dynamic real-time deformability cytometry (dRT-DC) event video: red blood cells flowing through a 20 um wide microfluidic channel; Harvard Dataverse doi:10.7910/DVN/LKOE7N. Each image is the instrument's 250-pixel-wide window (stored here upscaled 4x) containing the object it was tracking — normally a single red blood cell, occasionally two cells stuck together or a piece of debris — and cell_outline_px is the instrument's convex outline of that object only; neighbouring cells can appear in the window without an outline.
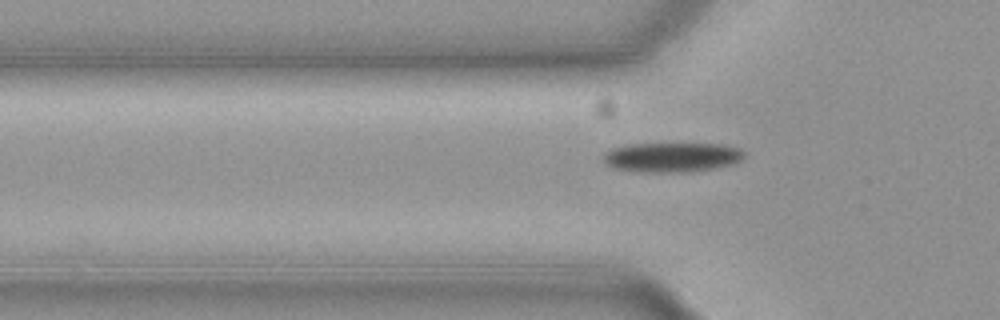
{"species": "common noctule bat (a hibernating species)", "species_latin": "Nyctalus noctula", "temperature_condition": "cold", "stored_images_in_passage": 42, "camera_frame_rate_fps": 3000, "um_per_image_px": 0.085, "animal": {"sex": "female", "body_mass_g": 19.3, "forearm_length_mm": 54.1}, "frame": {"image": 1, "passage_image": 6, "time_ms": 1.667, "image_size_px": [1000, 320], "cell_outline_px": [[744, 156], [740, 160], [732, 164], [712, 168], [680, 172], [640, 172], [616, 168], [608, 164], [604, 160], [604, 152], [612, 148], [628, 144], [724, 144], [740, 148], [744, 152]], "centroid_in_image_um": [57.11, 13.35], "position_along_channel_um": 68.7, "area_um2": 24.04}}
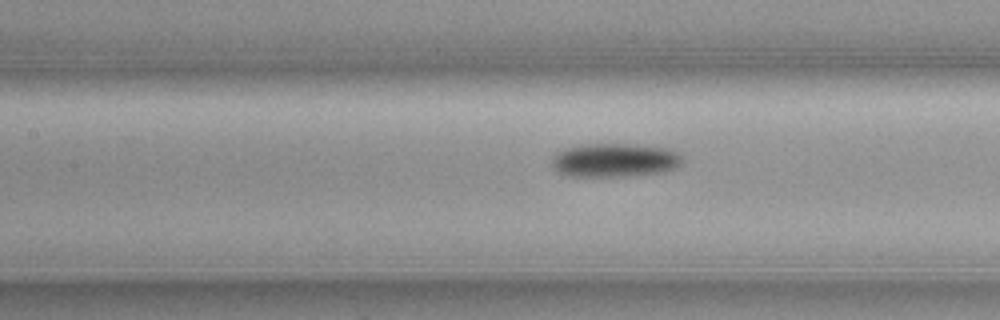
{"frame": {"image": 2, "passage_image": 13, "time_ms": 4.0, "image_size_px": [1000, 320], "cell_outline_px": [[684, 156], [680, 164], [672, 168], [660, 172], [624, 176], [568, 176], [552, 168], [552, 156], [556, 152], [564, 148], [580, 144], [640, 144], [672, 148]], "centroid_in_image_um": [52.24, 13.59], "position_along_channel_um": 155.2, "area_um2": 25.95}}
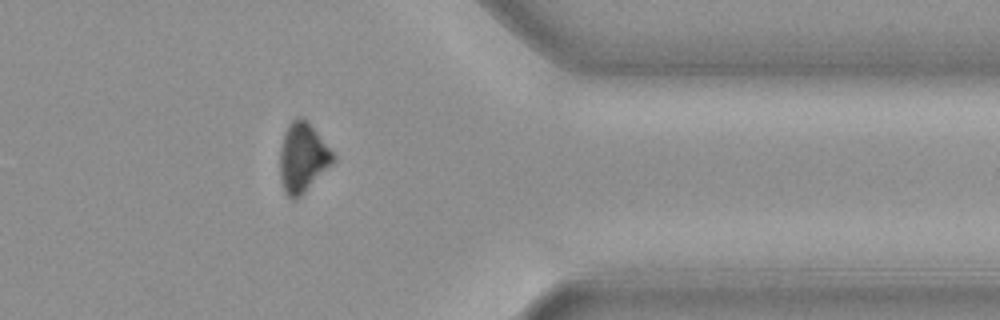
{"frame": {"image": 3, "passage_image": 33, "time_ms": 10.667, "image_size_px": [1000, 320], "cell_outline_px": [[336, 160], [296, 200], [292, 200], [284, 192], [280, 176], [280, 148], [284, 132], [288, 124], [296, 116], [300, 116], [308, 120], [336, 156]], "centroid_in_image_um": [25.72, 13.37], "position_along_channel_um": 385.7, "area_um2": 21.68}, "authors_computed_cell_mechanics": {"area_um2": 23.8425, "velocity_mm_per_s": 3.7092, "shape_relaxation_time_tau1_ms": 2.1308, "shape_relaxation_time_tau2_ms": null, "deformation_change_tau1": 0.0886, "deformation_change_tau2": null}}